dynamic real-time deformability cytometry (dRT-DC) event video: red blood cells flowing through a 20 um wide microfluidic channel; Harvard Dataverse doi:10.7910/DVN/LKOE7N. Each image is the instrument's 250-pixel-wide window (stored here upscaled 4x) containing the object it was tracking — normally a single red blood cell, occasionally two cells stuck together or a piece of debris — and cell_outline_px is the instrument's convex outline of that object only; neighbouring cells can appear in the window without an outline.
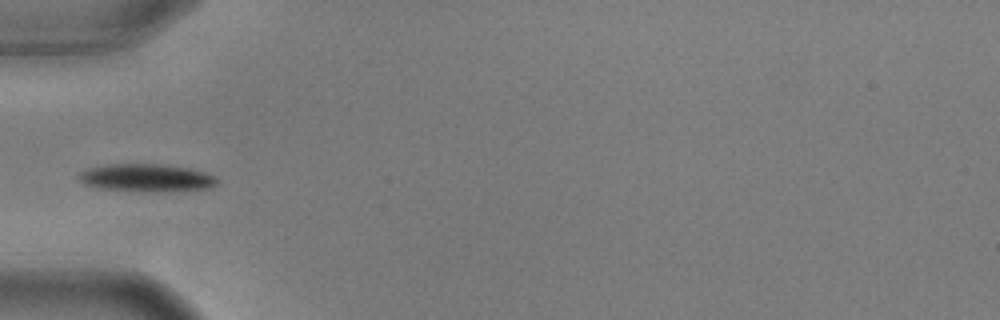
{"species": "common noctule bat (a hibernating species)", "species_latin": "Nyctalus noctula", "temperature_condition": "warm", "stored_images_in_passage": 32, "camera_frame_rate_fps": 3000, "um_per_image_px": 0.085, "animal": {"sex": "male", "body_mass_g": 17.9, "forearm_length_mm": 54.2}, "frame": {"image": 1, "passage_image": 1, "time_ms": 0.0, "image_size_px": [1000, 320], "cell_outline_px": [[220, 180], [212, 188], [104, 188], [84, 184], [80, 180], [80, 172], [92, 168], [112, 164], [156, 164], [188, 168], [204, 172], [216, 176]], "centroid_in_image_um": [12.49, 15.04], "position_along_channel_um": 72.5, "area_um2": 20.35}}
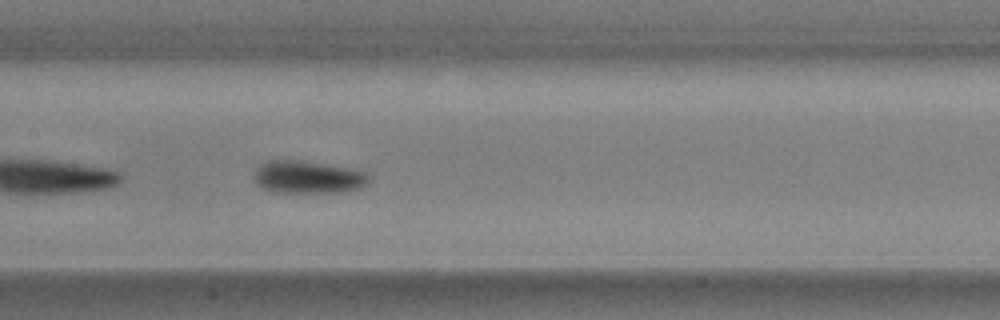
{"frame": {"image": 2, "passage_image": 10, "time_ms": 3.0, "image_size_px": [1000, 320], "cell_outline_px": [[368, 184], [360, 188], [344, 192], [272, 192], [256, 184], [252, 180], [252, 176], [256, 168], [260, 164], [268, 160], [304, 160], [348, 168], [364, 172], [368, 176]], "centroid_in_image_um": [26.11, 15.05], "position_along_channel_um": 181.3, "area_um2": 22.02}}
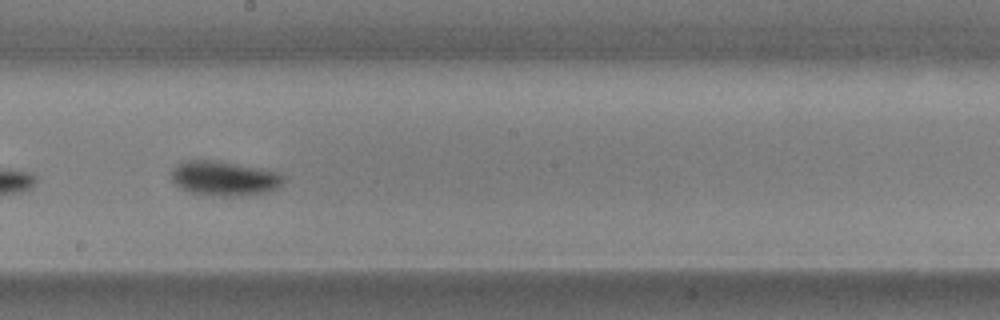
{"frame": {"image": 3, "passage_image": 14, "time_ms": 4.333, "image_size_px": [1000, 320], "cell_outline_px": [[284, 180], [276, 188], [268, 192], [240, 196], [216, 196], [188, 192], [180, 188], [172, 180], [172, 172], [176, 164], [188, 160], [216, 160], [260, 168], [280, 172], [284, 176]], "centroid_in_image_um": [19.06, 15.16], "position_along_channel_um": 229.1, "area_um2": 22.72}, "authors_computed_cell_mechanics": {"area_um2": 21.1259, "velocity_mm_per_s": 3.6051, "shape_relaxation_time_tau1_ms": 1.495, "shape_relaxation_time_tau2_ms": 4.1954, "deformation_change_tau1": 0.1196, "deformation_change_tau2": 0.0745}}